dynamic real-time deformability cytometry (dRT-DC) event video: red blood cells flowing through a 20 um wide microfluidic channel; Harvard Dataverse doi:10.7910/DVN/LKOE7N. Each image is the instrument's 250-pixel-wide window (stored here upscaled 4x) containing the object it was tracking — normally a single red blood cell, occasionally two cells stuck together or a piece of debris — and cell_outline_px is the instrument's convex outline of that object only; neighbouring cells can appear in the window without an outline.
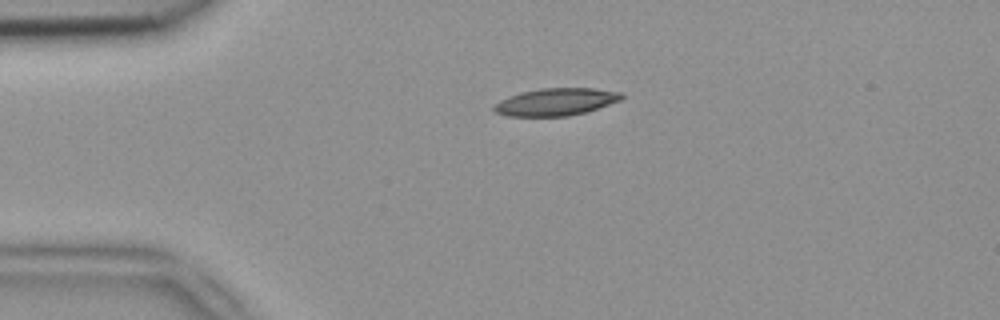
{"species": "common noctule bat (a hibernating species)", "species_latin": "Nyctalus noctula", "temperature_condition": "room temperature", "stored_images_in_passage": 41, "camera_frame_rate_fps": 3000, "um_per_image_px": 0.085, "animal": {"sex": "female", "body_mass_g": 18.4}, "frame": {"image": 1, "passage_image": 1, "time_ms": 0.0, "image_size_px": [1000, 320], "cell_outline_px": [[624, 96], [620, 100], [588, 112], [568, 116], [508, 116], [496, 112], [492, 108], [500, 100], [508, 96], [520, 92], [540, 88], [592, 88], [620, 92]], "centroid_in_image_um": [47.25, 8.66], "position_along_channel_um": 37.8, "area_um2": 20.35}}
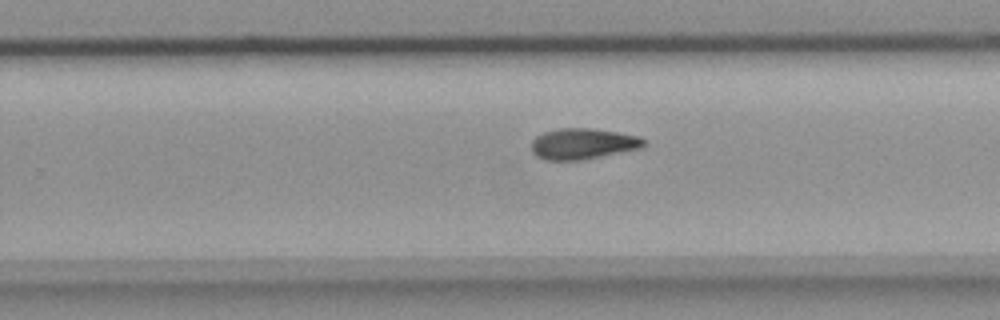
{"frame": {"image": 2, "passage_image": 22, "time_ms": 7.0, "image_size_px": [1000, 320], "cell_outline_px": [[648, 144], [644, 148], [584, 160], [544, 160], [536, 156], [532, 152], [532, 140], [536, 136], [544, 132], [560, 128], [588, 128], [616, 132], [640, 136]], "centroid_in_image_um": [49.58, 12.23], "position_along_channel_um": 280.2, "area_um2": 20.52}}
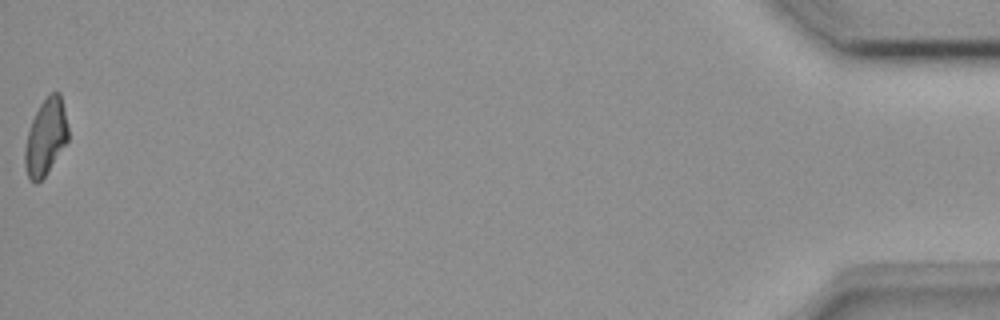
{"frame": {"image": 3, "passage_image": 41, "time_ms": 13.333, "image_size_px": [1000, 320], "cell_outline_px": [[68, 140], [44, 176], [36, 184], [28, 176], [24, 168], [24, 148], [28, 132], [32, 120], [40, 104], [52, 92], [60, 92], [64, 108], [68, 128]], "centroid_in_image_um": [3.87, 11.65], "position_along_channel_um": 431.3, "area_um2": 18.9}, "authors_computed_cell_mechanics": {"area_um2": 20.1722, "velocity_mm_per_s": 3.9263, "shape_relaxation_time_tau1_ms": 9.6377, "shape_relaxation_time_tau2_ms": 5.4405, "deformation_change_tau1": 0.2432, "deformation_change_tau2": 0.1319}}